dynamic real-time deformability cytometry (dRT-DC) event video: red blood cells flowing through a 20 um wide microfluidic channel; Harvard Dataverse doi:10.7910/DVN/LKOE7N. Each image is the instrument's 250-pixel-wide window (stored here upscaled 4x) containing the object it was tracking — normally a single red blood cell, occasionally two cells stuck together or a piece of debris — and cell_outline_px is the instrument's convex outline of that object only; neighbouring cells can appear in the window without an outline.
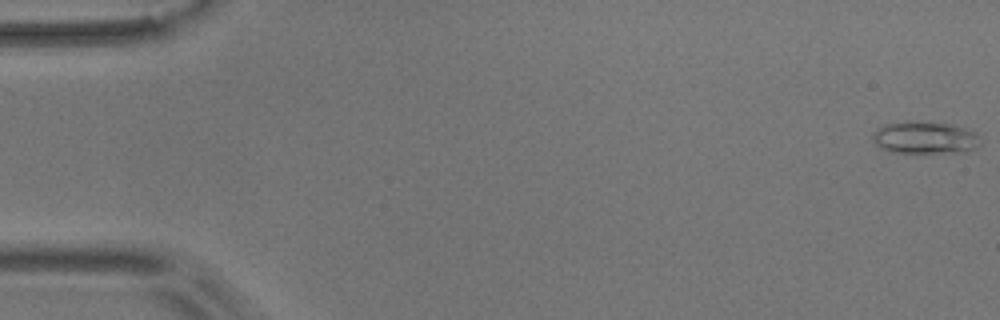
{"species": "common noctule bat (a hibernating species)", "species_latin": "Nyctalus noctula", "temperature_condition": "room temperature", "stored_images_in_passage": 55, "camera_frame_rate_fps": 3000, "um_per_image_px": 0.085, "animal": {"sex": "male", "body_mass_g": 17.9}, "frame": {"image": 1, "passage_image": 1, "time_ms": 0.0, "image_size_px": [1000, 320], "cell_outline_px": [[980, 144], [976, 148], [960, 152], [888, 152], [880, 148], [872, 140], [872, 132], [876, 128], [884, 124], [904, 120], [952, 124], [976, 132]], "centroid_in_image_um": [78.55, 11.68], "position_along_channel_um": 6.5, "area_um2": 20.46}}
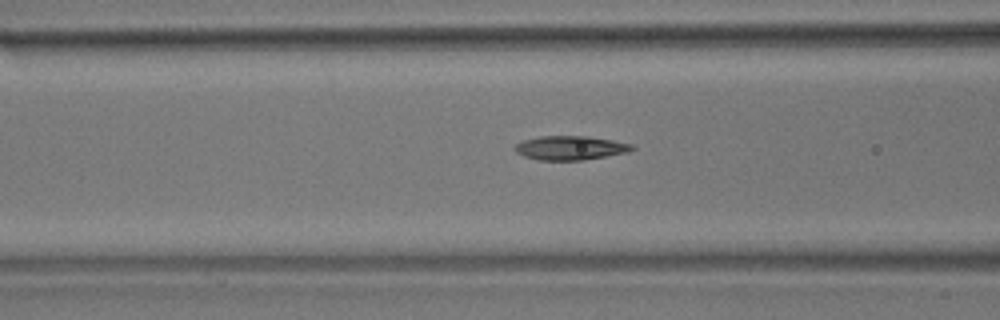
{"frame": {"image": 2, "passage_image": 22, "time_ms": 7.0, "image_size_px": [1000, 320], "cell_outline_px": [[636, 148], [628, 152], [584, 160], [540, 160], [524, 156], [516, 152], [512, 148], [516, 144], [524, 140], [540, 136], [588, 136], [612, 140], [632, 144]], "centroid_in_image_um": [48.47, 12.57], "position_along_channel_um": 118.1, "area_um2": 16.42}}
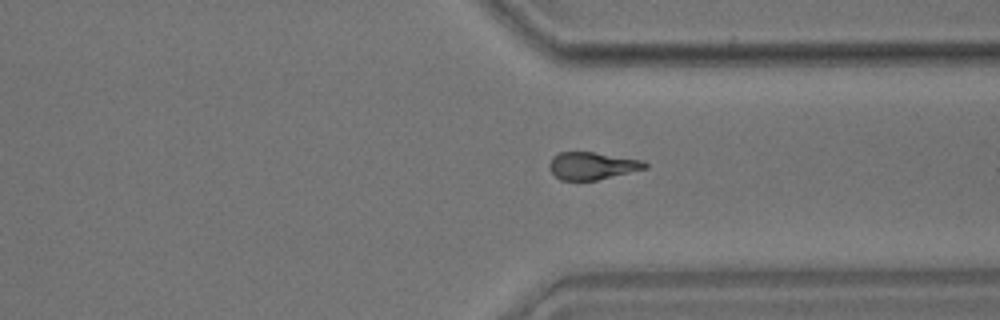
{"frame": {"image": 3, "passage_image": 42, "time_ms": 13.667, "image_size_px": [1000, 320], "cell_outline_px": [[648, 168], [596, 180], [560, 180], [548, 168], [548, 164], [552, 156], [560, 152], [592, 152], [644, 160], [648, 164]], "centroid_in_image_um": [50.33, 14.09], "position_along_channel_um": 361.1, "area_um2": 15.32}}